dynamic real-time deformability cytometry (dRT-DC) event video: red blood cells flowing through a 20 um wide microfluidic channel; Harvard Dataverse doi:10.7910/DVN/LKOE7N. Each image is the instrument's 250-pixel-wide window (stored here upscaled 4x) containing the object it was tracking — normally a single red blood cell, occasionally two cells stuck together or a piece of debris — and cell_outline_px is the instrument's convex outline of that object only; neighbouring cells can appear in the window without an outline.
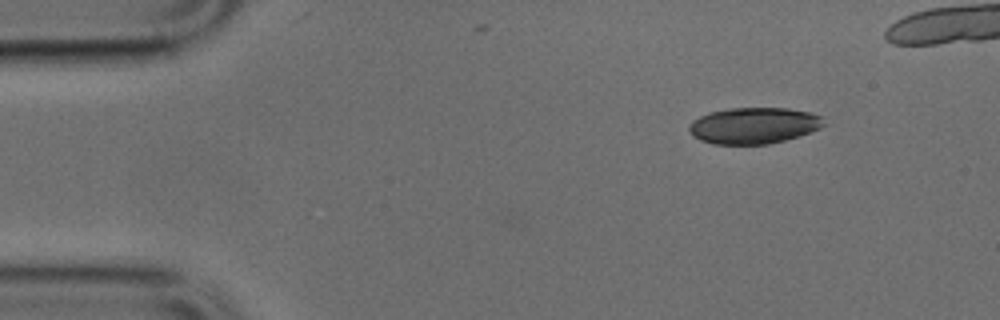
{"species": "common noctule bat (a hibernating species)", "species_latin": "Nyctalus noctula", "temperature_condition": "cold", "stored_images_in_passage": 9, "camera_frame_rate_fps": 3000, "um_per_image_px": 0.085, "animal": {"sex": "male", "body_mass_g": 17.9, "forearm_length_mm": 54.2}, "frame": {"image": 1, "passage_image": 1, "time_ms": 0.0, "image_size_px": [1000, 320], "cell_outline_px": [[824, 124], [820, 128], [784, 140], [768, 144], [712, 144], [700, 140], [692, 136], [688, 128], [688, 124], [692, 120], [708, 112], [728, 108], [788, 108], [812, 112], [824, 116]], "centroid_in_image_um": [64.04, 10.66], "position_along_channel_um": 21.0, "area_um2": 28.67}}